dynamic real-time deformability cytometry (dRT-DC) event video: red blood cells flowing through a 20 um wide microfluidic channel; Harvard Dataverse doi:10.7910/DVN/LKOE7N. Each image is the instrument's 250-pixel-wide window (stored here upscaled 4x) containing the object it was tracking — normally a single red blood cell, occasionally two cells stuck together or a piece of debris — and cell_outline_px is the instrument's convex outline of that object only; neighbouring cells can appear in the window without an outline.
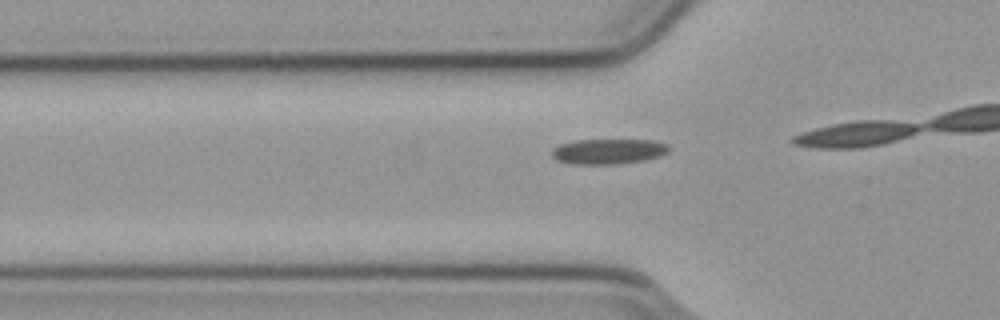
{"species": "common noctule bat (a hibernating species)", "species_latin": "Nyctalus noctula", "temperature_condition": "cold", "stored_images_in_passage": 10, "camera_frame_rate_fps": 3000, "um_per_image_px": 0.085, "animal": {"sex": "male", "body_mass_g": 23.1, "forearm_length_mm": 52.7}, "frame": {"image": 1, "passage_image": 7, "time_ms": 2.0, "image_size_px": [1000, 320], "cell_outline_px": [[672, 148], [668, 152], [660, 156], [644, 160], [620, 164], [572, 164], [556, 160], [552, 156], [552, 148], [560, 144], [576, 140], [656, 140], [668, 144]], "centroid_in_image_um": [51.74, 12.87], "position_along_channel_um": 74.1, "area_um2": 17.46}}